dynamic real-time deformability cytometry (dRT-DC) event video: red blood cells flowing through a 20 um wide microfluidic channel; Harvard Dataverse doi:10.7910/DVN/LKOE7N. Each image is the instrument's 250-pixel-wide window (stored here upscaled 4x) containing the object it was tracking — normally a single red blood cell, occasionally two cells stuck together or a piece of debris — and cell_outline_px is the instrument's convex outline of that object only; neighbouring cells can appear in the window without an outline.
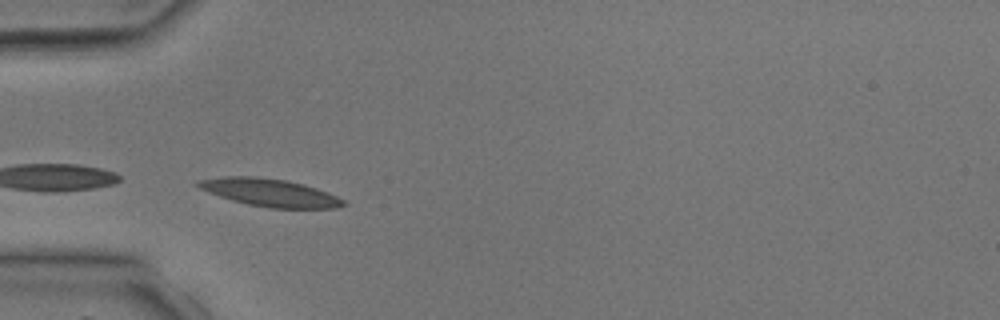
{"species": "common noctule bat (a hibernating species)", "species_latin": "Nyctalus noctula", "temperature_condition": "room temperature", "stored_images_in_passage": 2, "camera_frame_rate_fps": 3000, "um_per_image_px": 0.085, "animal": {"sex": "male", "body_mass_g": 17.9, "forearm_length_mm": 54.2}, "frame": {"image": 1, "passage_image": 2, "time_ms": 1.0, "image_size_px": [1000, 320], "cell_outline_px": [[348, 204], [336, 208], [272, 208], [248, 204], [232, 200], [208, 192], [192, 184], [196, 180], [224, 176], [256, 176], [288, 180], [304, 184], [328, 192], [344, 200]], "centroid_in_image_um": [22.92, 16.35], "position_along_channel_um": 62.1, "area_um2": 23.58}}